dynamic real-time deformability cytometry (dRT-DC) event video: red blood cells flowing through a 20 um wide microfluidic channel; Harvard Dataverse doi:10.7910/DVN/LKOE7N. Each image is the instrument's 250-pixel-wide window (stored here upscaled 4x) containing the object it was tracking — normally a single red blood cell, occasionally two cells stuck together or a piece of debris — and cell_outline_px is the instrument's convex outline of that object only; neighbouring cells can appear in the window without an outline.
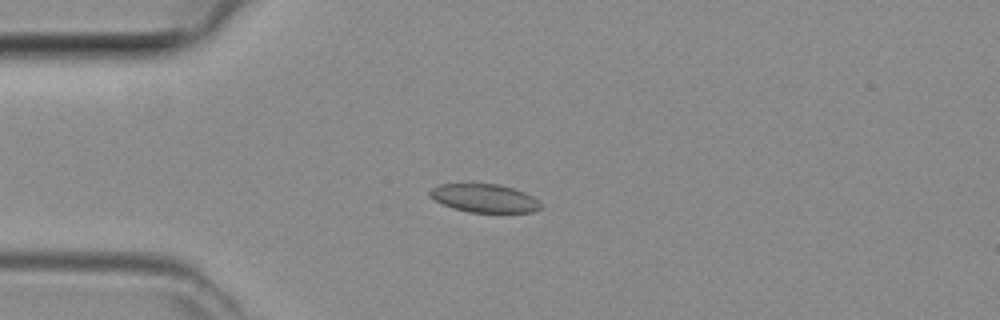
{"species": "common noctule bat (a hibernating species)", "species_latin": "Nyctalus noctula", "temperature_condition": "room temperature", "stored_images_in_passage": 4, "segment_of_instrument_passage": [1, 2], "camera_frame_rate_fps": 3000, "um_per_image_px": 0.085, "animal": {"sex": "female", "body_mass_g": 29.2, "forearm_length_mm": 56.3}, "frame": {"image": 1, "passage_image": 3, "time_ms": 0.667, "image_size_px": [1000, 320], "cell_outline_px": [[540, 208], [532, 212], [468, 212], [452, 208], [440, 204], [428, 196], [428, 192], [432, 188], [440, 184], [472, 180], [496, 184], [512, 188], [524, 192], [532, 196], [540, 204]], "centroid_in_image_um": [41.05, 16.79], "position_along_channel_um": 44.0, "area_um2": 19.02}}